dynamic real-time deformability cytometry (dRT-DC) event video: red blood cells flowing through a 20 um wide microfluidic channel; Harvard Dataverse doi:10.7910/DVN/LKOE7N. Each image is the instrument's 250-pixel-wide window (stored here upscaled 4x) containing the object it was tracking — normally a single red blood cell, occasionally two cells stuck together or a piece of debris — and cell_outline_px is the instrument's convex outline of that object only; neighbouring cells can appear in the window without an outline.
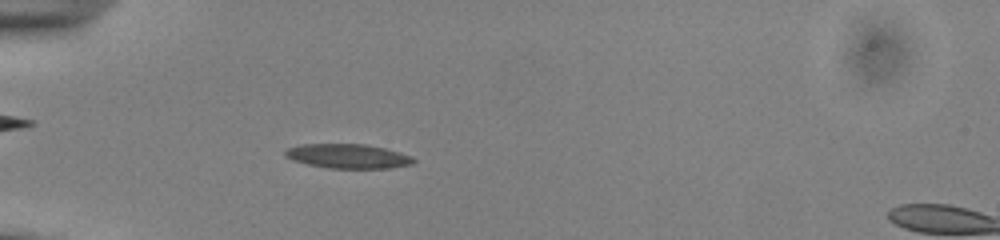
{"species": "common noctule bat (a hibernating species)", "species_latin": "Nyctalus noctula", "temperature_condition": "cold", "stored_images_in_passage": 54, "camera_frame_rate_fps": 3000, "um_per_image_px": 0.085, "animal": {"sex": "male", "body_mass_g": 13.0, "forearm_length_mm": 53.1}, "frame": {"image": 1, "passage_image": 17, "time_ms": 5.333, "image_size_px": [1000, 240], "cell_outline_px": [[416, 160], [412, 164], [388, 168], [328, 168], [308, 164], [292, 160], [284, 156], [284, 152], [288, 148], [300, 144], [364, 144], [384, 148], [400, 152], [412, 156]], "centroid_in_image_um": [29.56, 13.27], "position_along_channel_um": 55.4, "area_um2": 18.21}}
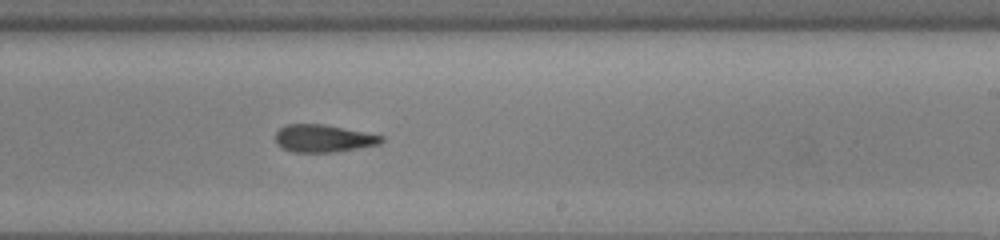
{"frame": {"image": 2, "passage_image": 34, "time_ms": 11.0, "image_size_px": [1000, 240], "cell_outline_px": [[384, 140], [380, 144], [336, 152], [292, 152], [280, 148], [276, 144], [276, 132], [280, 128], [288, 124], [324, 124], [384, 136]], "centroid_in_image_um": [27.47, 11.77], "position_along_channel_um": 261.5, "area_um2": 17.05}}
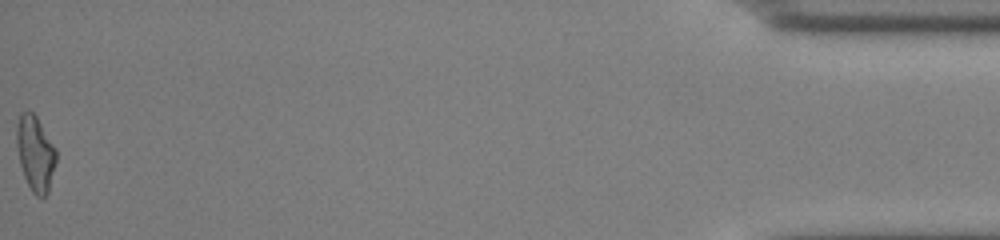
{"frame": {"image": 3, "passage_image": 54, "time_ms": 17.667, "image_size_px": [1000, 240], "cell_outline_px": [[56, 164], [48, 192], [44, 196], [36, 196], [32, 192], [24, 176], [20, 164], [16, 144], [16, 124], [20, 112], [32, 112], [36, 116], [56, 148]], "centroid_in_image_um": [3.0, 13.03], "position_along_channel_um": 432.2, "area_um2": 17.34}, "authors_computed_cell_mechanics": {"area_um2": 17.3689, "velocity_mm_per_s": 3.895, "shape_relaxation_time_tau1_ms": 3.4509, "shape_relaxation_time_tau2_ms": 3.805, "deformation_change_tau1": 0.1154, "deformation_change_tau2": 0.1255}}